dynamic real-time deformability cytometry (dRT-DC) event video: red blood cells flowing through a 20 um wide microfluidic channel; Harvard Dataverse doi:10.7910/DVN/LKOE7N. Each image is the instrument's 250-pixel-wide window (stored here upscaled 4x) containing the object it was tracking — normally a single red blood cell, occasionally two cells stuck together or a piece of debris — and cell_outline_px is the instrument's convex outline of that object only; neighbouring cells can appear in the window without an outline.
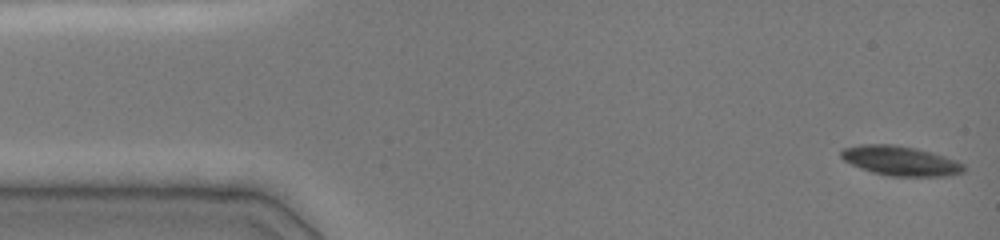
{"species": "common noctule bat (a hibernating species)", "species_latin": "Nyctalus noctula", "temperature_condition": "cold", "stored_images_in_passage": 24, "camera_frame_rate_fps": 3000, "um_per_image_px": 0.085, "animal": {"sex": "female", "body_mass_g": 19.0, "forearm_length_mm": 51.5}, "frame": {"image": 1, "passage_image": 1, "time_ms": 0.0, "image_size_px": [1000, 240], "cell_outline_px": [[964, 172], [948, 176], [888, 176], [872, 172], [860, 168], [844, 160], [840, 156], [840, 152], [844, 148], [860, 144], [892, 144], [916, 148], [944, 156], [956, 160], [964, 164]], "centroid_in_image_um": [76.53, 13.67], "position_along_channel_um": 8.5, "area_um2": 21.15}}
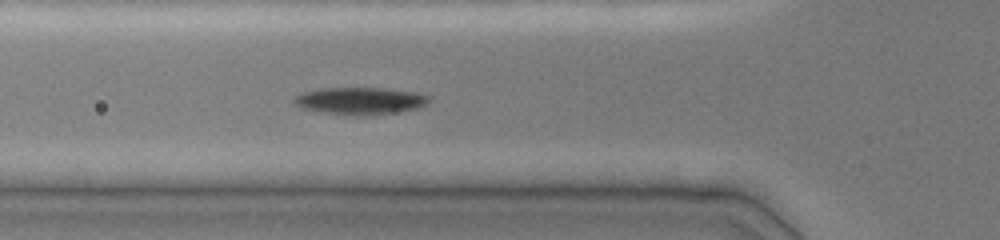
{"frame": {"image": 2, "passage_image": 12, "time_ms": 5.0, "image_size_px": [1000, 240], "cell_outline_px": [[428, 100], [424, 104], [416, 108], [392, 112], [364, 116], [356, 116], [324, 112], [300, 108], [292, 104], [292, 100], [296, 96], [304, 92], [324, 88], [380, 88], [412, 92], [428, 96]], "centroid_in_image_um": [30.5, 8.58], "position_along_channel_um": 95.3, "area_um2": 20.92}}
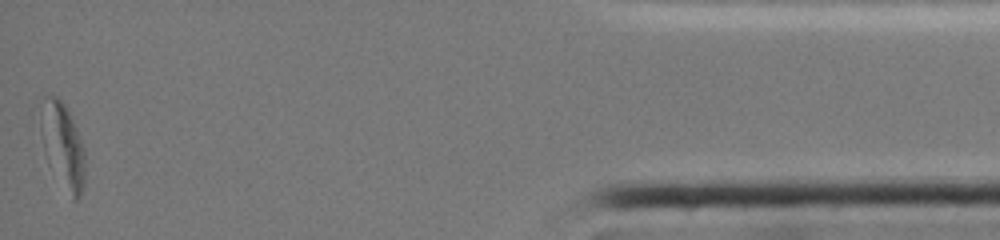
{"frame": {"image": 3, "passage_image": 24, "time_ms": 15.333, "image_size_px": [1000, 240], "cell_outline_px": [[84, 184], [80, 196], [76, 200], [72, 200], [44, 148], [40, 132], [40, 120], [44, 96], [56, 96], [64, 104], [76, 128], [84, 148]], "centroid_in_image_um": [5.35, 12.32], "position_along_channel_um": 429.8, "area_um2": 20.98}}